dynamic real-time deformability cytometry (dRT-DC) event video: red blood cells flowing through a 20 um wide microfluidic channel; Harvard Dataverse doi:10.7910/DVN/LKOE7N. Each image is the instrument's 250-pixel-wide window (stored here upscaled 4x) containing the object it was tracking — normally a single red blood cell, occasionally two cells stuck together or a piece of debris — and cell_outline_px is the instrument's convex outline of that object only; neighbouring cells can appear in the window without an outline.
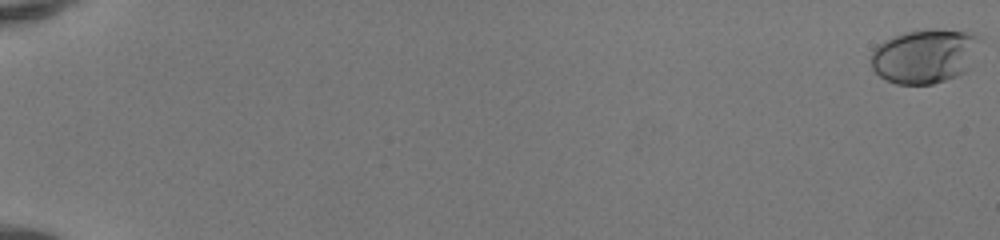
{"species": "human", "species_latin": "Homo sapiens", "temperature_condition": "room temperature", "stored_images_in_passage": 53, "camera_frame_rate_fps": 3000, "um_per_image_px": 0.085, "donor": {"sex": "female"}, "frame": {"image": 1, "passage_image": 1, "time_ms": 0.0, "image_size_px": [1000, 240], "cell_outline_px": [[984, 40], [968, 68], [964, 72], [956, 76], [932, 84], [896, 84], [880, 76], [872, 68], [872, 52], [884, 40], [892, 36], [904, 32], [924, 28], [936, 28], [972, 32], [984, 36]], "centroid_in_image_um": [78.68, 4.72], "position_along_channel_um": 6.3, "area_um2": 35.03}}
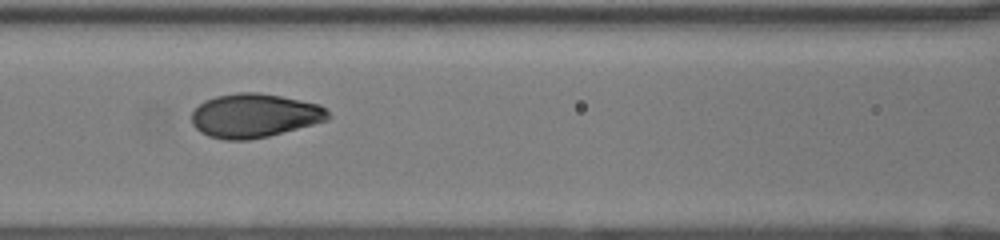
{"frame": {"image": 2, "passage_image": 27, "time_ms": 8.667, "image_size_px": [1000, 240], "cell_outline_px": [[332, 116], [328, 120], [268, 136], [248, 140], [224, 140], [208, 136], [200, 132], [192, 124], [192, 112], [204, 100], [216, 96], [236, 92], [256, 92], [280, 96], [320, 104]], "centroid_in_image_um": [21.61, 9.82], "position_along_channel_um": 145.0, "area_um2": 34.91}}
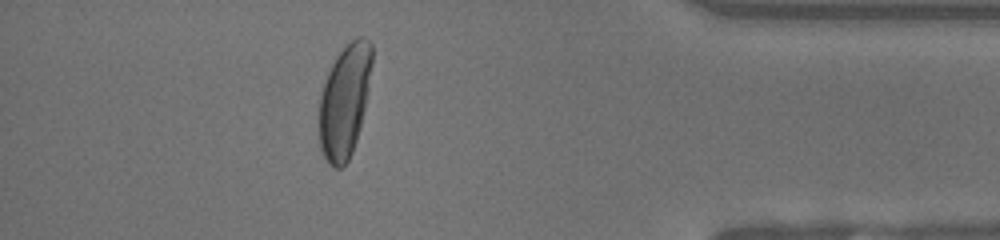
{"frame": {"image": 3, "passage_image": 48, "time_ms": 15.667, "image_size_px": [1000, 240], "cell_outline_px": [[372, 64], [368, 88], [360, 128], [352, 152], [348, 160], [340, 168], [336, 168], [328, 164], [320, 148], [320, 96], [328, 72], [336, 56], [356, 36], [364, 36], [372, 44]], "centroid_in_image_um": [29.3, 8.57], "position_along_channel_um": 405.9, "area_um2": 34.39}, "authors_computed_cell_mechanics": {"area_um2": 34.4488, "velocity_mm_per_s": 4.1445, "shape_relaxation_time_tau1_ms": 4.0405, "shape_relaxation_time_tau2_ms": null, "deformation_change_tau1": 0.1976, "deformation_change_tau2": null}}